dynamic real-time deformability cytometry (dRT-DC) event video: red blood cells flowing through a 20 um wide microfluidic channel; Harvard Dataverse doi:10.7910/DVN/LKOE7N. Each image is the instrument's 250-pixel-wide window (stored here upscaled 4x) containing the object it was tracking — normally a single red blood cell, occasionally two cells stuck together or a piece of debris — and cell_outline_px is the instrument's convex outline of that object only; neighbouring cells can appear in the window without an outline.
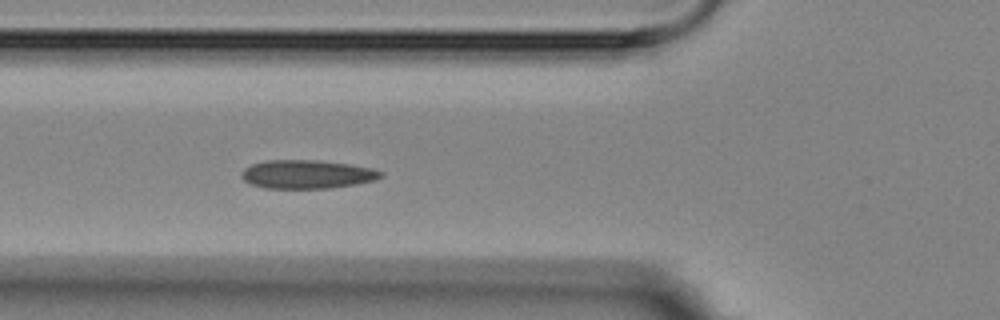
{"species": "Egyptian fruit bat (a non-hibernating species)", "species_latin": "Rousettus aegyptiacus", "temperature_condition": "room temperature", "stored_images_in_passage": 5, "camera_frame_rate_fps": 3000, "um_per_image_px": 0.085, "animal": {"sex": "female"}, "frame": {"image": 1, "passage_image": 5, "time_ms": 4.667, "image_size_px": [1000, 320], "cell_outline_px": [[384, 176], [376, 180], [356, 184], [328, 188], [264, 188], [252, 184], [244, 180], [240, 176], [240, 172], [244, 168], [252, 164], [268, 160], [316, 160], [348, 164], [372, 168], [384, 172]], "centroid_in_image_um": [26.1, 14.81], "position_along_channel_um": 99.7, "area_um2": 23.24}}